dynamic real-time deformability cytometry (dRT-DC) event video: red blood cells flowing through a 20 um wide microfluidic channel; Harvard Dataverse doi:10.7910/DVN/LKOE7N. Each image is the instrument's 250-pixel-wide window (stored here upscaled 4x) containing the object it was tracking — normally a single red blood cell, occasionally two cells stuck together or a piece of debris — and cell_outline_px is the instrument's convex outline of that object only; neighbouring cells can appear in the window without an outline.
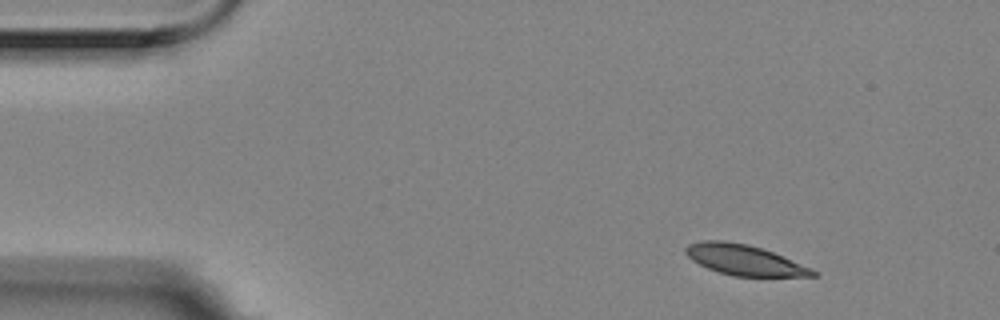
{"species": "Egyptian fruit bat (a non-hibernating species)", "species_latin": "Rousettus aegyptiacus", "temperature_condition": "room temperature", "stored_images_in_passage": 13, "camera_frame_rate_fps": 3000, "um_per_image_px": 0.085, "animal": {"sex": "female"}, "frame": {"image": 1, "passage_image": 1, "time_ms": 0.0, "image_size_px": [1000, 320], "cell_outline_px": [[820, 276], [732, 276], [708, 268], [692, 260], [684, 252], [684, 248], [688, 244], [700, 240], [724, 240], [748, 244], [772, 252], [812, 268]], "centroid_in_image_um": [63.24, 22.08], "position_along_channel_um": 21.8, "area_um2": 22.43}}
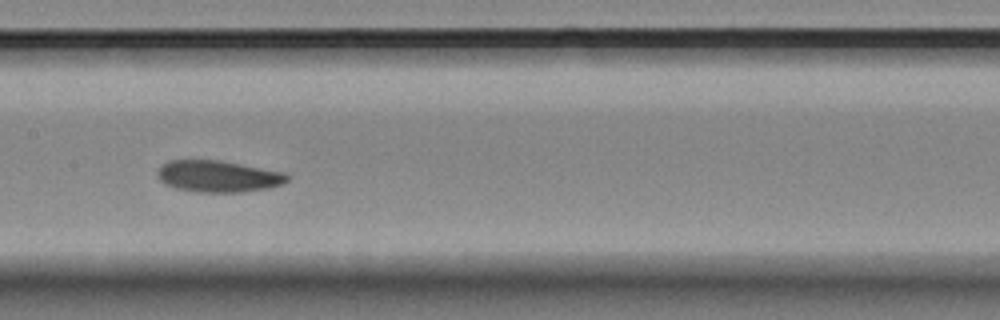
{"frame": {"image": 2, "passage_image": 6, "time_ms": 1.667, "image_size_px": [1000, 320], "cell_outline_px": [[292, 176], [284, 184], [268, 188], [244, 192], [196, 192], [176, 188], [164, 184], [160, 180], [156, 172], [168, 160], [216, 160], [284, 172]], "centroid_in_image_um": [18.56, 15.0], "position_along_channel_um": 188.8, "area_um2": 23.87}}
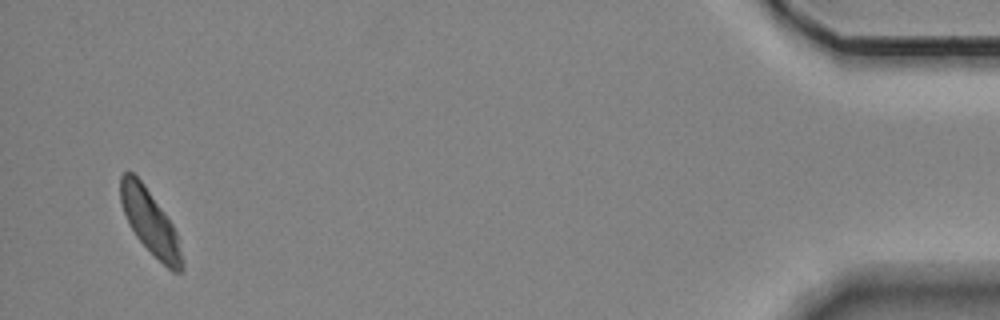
{"frame": {"image": 3, "passage_image": 13, "time_ms": 4.0, "image_size_px": [1000, 320], "cell_outline_px": [[184, 268], [180, 272], [172, 272], [136, 236], [124, 212], [120, 200], [120, 176], [124, 172], [132, 172], [144, 184], [172, 224], [176, 232], [184, 264]], "centroid_in_image_um": [12.76, 18.87], "position_along_channel_um": 422.4, "area_um2": 22.37}}